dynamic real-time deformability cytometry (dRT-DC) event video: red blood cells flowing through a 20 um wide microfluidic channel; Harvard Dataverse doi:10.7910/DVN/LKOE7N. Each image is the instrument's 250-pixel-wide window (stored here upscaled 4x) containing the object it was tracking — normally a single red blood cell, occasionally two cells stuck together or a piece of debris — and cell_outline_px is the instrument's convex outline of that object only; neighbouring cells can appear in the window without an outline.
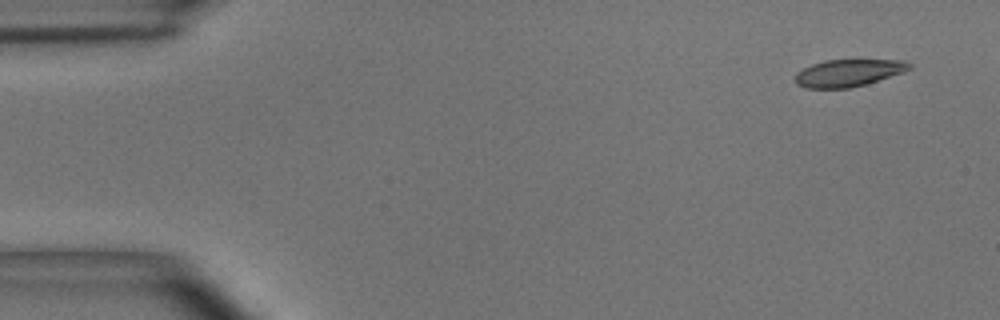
{"species": "common noctule bat (a hibernating species)", "species_latin": "Nyctalus noctula", "temperature_condition": "room temperature", "stored_images_in_passage": 5, "camera_frame_rate_fps": 3000, "um_per_image_px": 0.085, "animal": {"sex": "male", "body_mass_g": 15.6}, "frame": {"image": 1, "passage_image": 1, "time_ms": 0.0, "image_size_px": [1000, 320], "cell_outline_px": [[912, 68], [904, 72], [864, 84], [848, 88], [804, 88], [796, 84], [796, 72], [812, 64], [824, 60], [904, 60], [912, 64]], "centroid_in_image_um": [72.11, 6.19], "position_along_channel_um": 12.9, "area_um2": 17.98}}
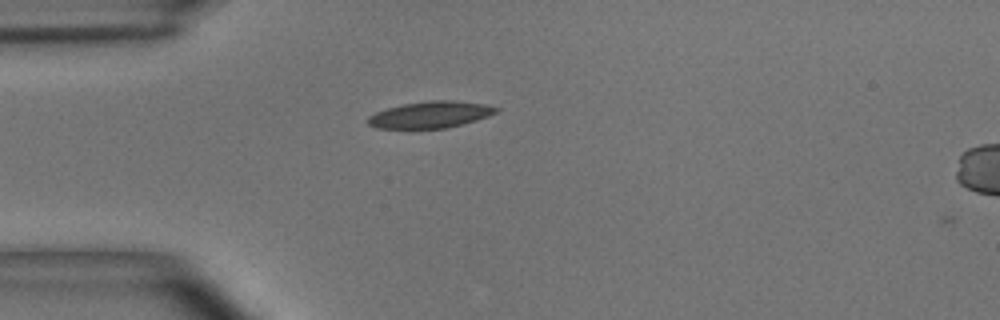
{"frame": {"image": 2, "passage_image": 4, "time_ms": 1.0, "image_size_px": [1000, 320], "cell_outline_px": [[500, 108], [496, 112], [488, 116], [476, 120], [444, 128], [376, 128], [368, 124], [368, 116], [376, 112], [388, 108], [404, 104], [428, 100], [452, 100], [488, 104]], "centroid_in_image_um": [36.6, 9.73], "position_along_channel_um": 48.4, "area_um2": 19.71}}